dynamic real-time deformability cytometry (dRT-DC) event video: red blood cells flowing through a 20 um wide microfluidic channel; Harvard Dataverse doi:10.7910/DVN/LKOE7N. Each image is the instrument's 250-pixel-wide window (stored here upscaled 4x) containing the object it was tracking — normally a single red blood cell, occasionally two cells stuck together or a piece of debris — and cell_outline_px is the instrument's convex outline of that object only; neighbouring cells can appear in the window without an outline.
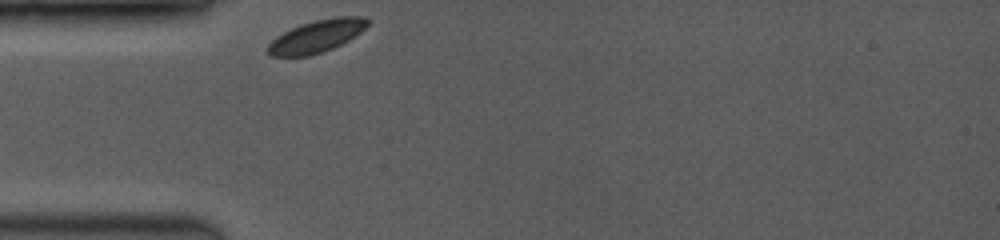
{"species": "common noctule bat (a hibernating species)", "species_latin": "Nyctalus noctula", "temperature_condition": "room temperature", "stored_images_in_passage": 1, "camera_frame_rate_fps": 3500, "um_per_image_px": 0.085, "animal": {"sex": "female", "body_mass_g": 19.0, "forearm_length_mm": 53.3}, "frame": {"image": 1, "passage_image": 1, "time_ms": 0.0, "image_size_px": [1000, 240], "cell_outline_px": [[368, 24], [360, 32], [348, 40], [324, 52], [308, 56], [268, 56], [268, 44], [276, 36], [300, 24], [316, 20], [336, 16], [364, 16], [368, 20]], "centroid_in_image_um": [26.9, 3.08], "position_along_channel_um": 58.1, "area_um2": 18.73}}